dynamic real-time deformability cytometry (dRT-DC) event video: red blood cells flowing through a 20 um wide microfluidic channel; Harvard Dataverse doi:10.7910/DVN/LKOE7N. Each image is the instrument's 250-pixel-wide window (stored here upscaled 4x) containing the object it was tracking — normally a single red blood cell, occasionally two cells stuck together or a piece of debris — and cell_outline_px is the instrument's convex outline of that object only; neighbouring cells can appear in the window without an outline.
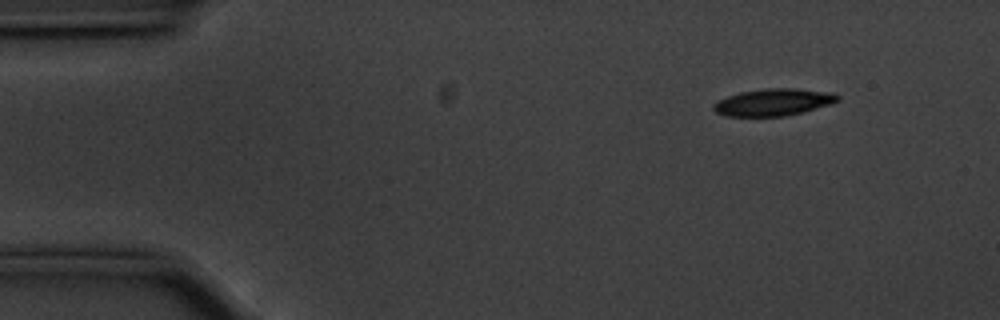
{"species": "common noctule bat (a hibernating species)", "species_latin": "Nyctalus noctula", "temperature_condition": "cold", "stored_images_in_passage": 52, "camera_frame_rate_fps": 3000, "um_per_image_px": 0.085, "animal": {"sex": "male", "body_mass_g": 20.1, "forearm_length_mm": 53.5}, "frame": {"image": 1, "passage_image": 2, "time_ms": 0.333, "image_size_px": [1000, 320], "cell_outline_px": [[840, 100], [804, 112], [784, 116], [724, 116], [716, 112], [712, 108], [712, 104], [728, 96], [740, 92], [764, 88], [796, 88], [832, 92], [840, 96]], "centroid_in_image_um": [65.74, 8.68], "position_along_channel_um": 19.3, "area_um2": 19.59}}
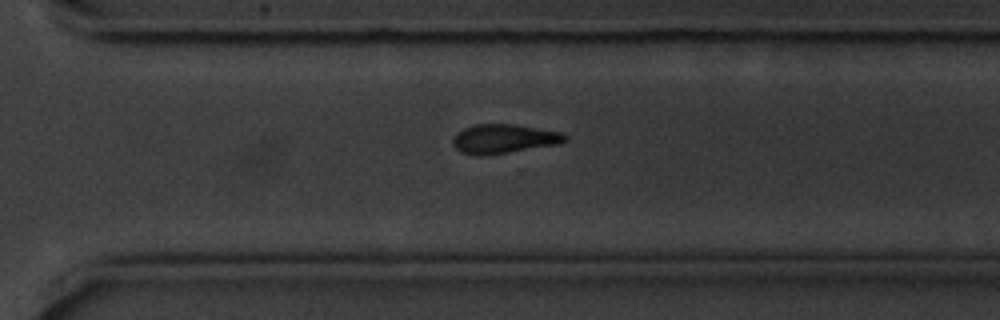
{"frame": {"image": 2, "passage_image": 35, "time_ms": 11.333, "image_size_px": [1000, 320], "cell_outline_px": [[568, 140], [560, 144], [484, 156], [480, 156], [460, 152], [452, 144], [452, 140], [464, 128], [476, 124], [512, 124], [560, 132], [568, 136]], "centroid_in_image_um": [42.85, 11.81], "position_along_channel_um": 327.8, "area_um2": 18.96}}
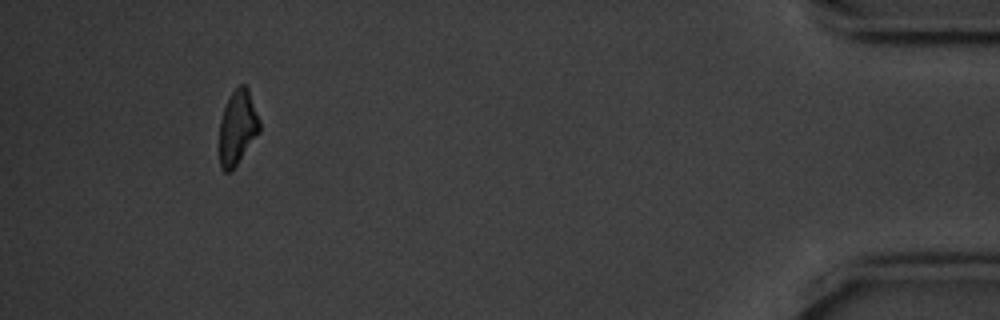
{"frame": {"image": 3, "passage_image": 48, "time_ms": 15.667, "image_size_px": [1000, 320], "cell_outline_px": [[260, 132], [232, 172], [224, 172], [220, 168], [220, 120], [224, 108], [232, 92], [240, 84], [244, 84], [248, 88], [260, 120]], "centroid_in_image_um": [20.2, 10.87], "position_along_channel_um": 415.0, "area_um2": 17.51}, "authors_computed_cell_mechanics": {"area_um2": 19.4786, "velocity_mm_per_s": 3.5461, "shape_relaxation_time_tau1_ms": 3.4557, "shape_relaxation_time_tau2_ms": null, "deformation_change_tau1": 0.121, "deformation_change_tau2": null}}